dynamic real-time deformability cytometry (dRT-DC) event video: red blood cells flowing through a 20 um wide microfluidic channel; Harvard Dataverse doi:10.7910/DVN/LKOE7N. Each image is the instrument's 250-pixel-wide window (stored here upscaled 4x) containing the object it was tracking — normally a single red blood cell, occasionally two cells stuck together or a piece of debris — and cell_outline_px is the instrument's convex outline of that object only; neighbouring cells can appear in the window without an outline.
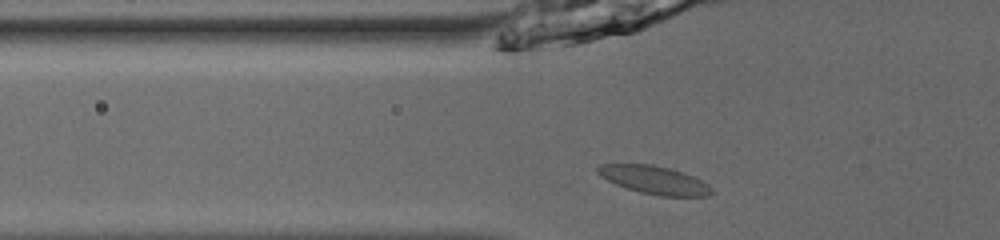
{"species": "common noctule bat (a hibernating species)", "species_latin": "Nyctalus noctula", "temperature_condition": "room temperature", "stored_images_in_passage": 35, "camera_frame_rate_fps": 3000, "um_per_image_px": 0.085, "animal": {"sex": "male", "body_mass_g": 13.0, "forearm_length_mm": 53.1}, "frame": {"image": 1, "passage_image": 2, "time_ms": 0.333, "image_size_px": [1000, 240], "cell_outline_px": [[712, 192], [708, 196], [660, 196], [640, 192], [616, 184], [600, 176], [596, 172], [596, 168], [600, 164], [652, 164], [672, 168], [696, 176], [708, 184], [712, 188]], "centroid_in_image_um": [55.65, 15.28], "position_along_channel_um": 70.2, "area_um2": 18.84}}
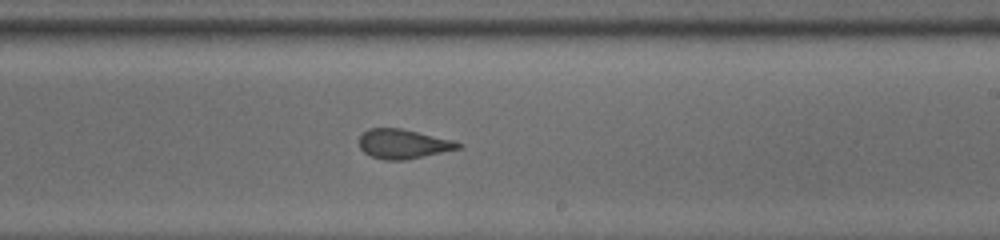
{"frame": {"image": 2, "passage_image": 16, "time_ms": 5.0, "image_size_px": [1000, 240], "cell_outline_px": [[464, 144], [460, 148], [404, 160], [384, 160], [372, 156], [364, 152], [360, 148], [360, 136], [368, 128], [400, 128], [452, 140]], "centroid_in_image_um": [34.25, 12.23], "position_along_channel_um": 254.7, "area_um2": 16.7}}
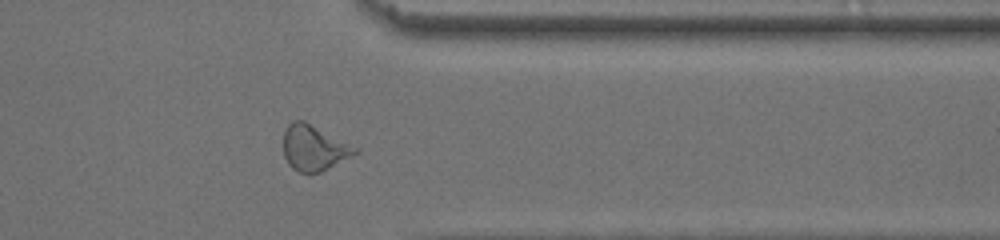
{"frame": {"image": 3, "passage_image": 26, "time_ms": 8.333, "image_size_px": [1000, 240], "cell_outline_px": [[360, 152], [320, 172], [308, 176], [292, 168], [288, 164], [284, 156], [284, 132], [288, 124], [292, 120], [304, 120], [360, 148]], "centroid_in_image_um": [26.7, 12.58], "position_along_channel_um": 384.7, "area_um2": 19.36}, "authors_computed_cell_mechanics": {"area_um2": 17.629, "velocity_mm_per_s": 3.9636, "shape_relaxation_time_tau1_ms": 5.0299, "shape_relaxation_time_tau2_ms": 1.0981, "deformation_change_tau1": 0.1527, "deformation_change_tau2": 0.0536}}